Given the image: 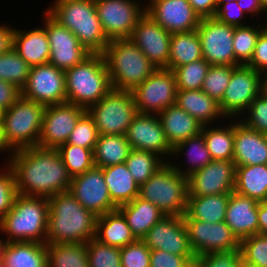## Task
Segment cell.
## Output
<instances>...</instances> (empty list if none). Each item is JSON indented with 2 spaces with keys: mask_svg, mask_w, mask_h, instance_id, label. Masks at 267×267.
<instances>
[{
  "mask_svg": "<svg viewBox=\"0 0 267 267\" xmlns=\"http://www.w3.org/2000/svg\"><path fill=\"white\" fill-rule=\"evenodd\" d=\"M6 166L12 171L17 194L49 198L69 191L70 176L57 148L33 146L8 154Z\"/></svg>",
  "mask_w": 267,
  "mask_h": 267,
  "instance_id": "6da1fadb",
  "label": "cell"
},
{
  "mask_svg": "<svg viewBox=\"0 0 267 267\" xmlns=\"http://www.w3.org/2000/svg\"><path fill=\"white\" fill-rule=\"evenodd\" d=\"M48 203L46 243H87L96 236L98 216L69 191L50 196Z\"/></svg>",
  "mask_w": 267,
  "mask_h": 267,
  "instance_id": "7a4b0ae2",
  "label": "cell"
},
{
  "mask_svg": "<svg viewBox=\"0 0 267 267\" xmlns=\"http://www.w3.org/2000/svg\"><path fill=\"white\" fill-rule=\"evenodd\" d=\"M62 26L73 32L91 53H103L109 44L98 18L95 0H54L45 9Z\"/></svg>",
  "mask_w": 267,
  "mask_h": 267,
  "instance_id": "3957f363",
  "label": "cell"
},
{
  "mask_svg": "<svg viewBox=\"0 0 267 267\" xmlns=\"http://www.w3.org/2000/svg\"><path fill=\"white\" fill-rule=\"evenodd\" d=\"M48 198L17 194L11 209L0 222L2 242H37L46 244Z\"/></svg>",
  "mask_w": 267,
  "mask_h": 267,
  "instance_id": "277c9868",
  "label": "cell"
},
{
  "mask_svg": "<svg viewBox=\"0 0 267 267\" xmlns=\"http://www.w3.org/2000/svg\"><path fill=\"white\" fill-rule=\"evenodd\" d=\"M64 73L66 102L86 110L112 89L102 53H91L82 62L65 70Z\"/></svg>",
  "mask_w": 267,
  "mask_h": 267,
  "instance_id": "5b68a950",
  "label": "cell"
},
{
  "mask_svg": "<svg viewBox=\"0 0 267 267\" xmlns=\"http://www.w3.org/2000/svg\"><path fill=\"white\" fill-rule=\"evenodd\" d=\"M113 89L131 91L157 68L130 39H113L102 53Z\"/></svg>",
  "mask_w": 267,
  "mask_h": 267,
  "instance_id": "8992f818",
  "label": "cell"
},
{
  "mask_svg": "<svg viewBox=\"0 0 267 267\" xmlns=\"http://www.w3.org/2000/svg\"><path fill=\"white\" fill-rule=\"evenodd\" d=\"M138 197L157 206L167 216H184L188 202V177L166 162L139 186Z\"/></svg>",
  "mask_w": 267,
  "mask_h": 267,
  "instance_id": "52a82bcc",
  "label": "cell"
},
{
  "mask_svg": "<svg viewBox=\"0 0 267 267\" xmlns=\"http://www.w3.org/2000/svg\"><path fill=\"white\" fill-rule=\"evenodd\" d=\"M45 107L21 96L5 109L2 136L11 152L38 145Z\"/></svg>",
  "mask_w": 267,
  "mask_h": 267,
  "instance_id": "ba28073f",
  "label": "cell"
},
{
  "mask_svg": "<svg viewBox=\"0 0 267 267\" xmlns=\"http://www.w3.org/2000/svg\"><path fill=\"white\" fill-rule=\"evenodd\" d=\"M86 111L93 118L99 135H125L139 113L131 91L113 88Z\"/></svg>",
  "mask_w": 267,
  "mask_h": 267,
  "instance_id": "9c48e42d",
  "label": "cell"
},
{
  "mask_svg": "<svg viewBox=\"0 0 267 267\" xmlns=\"http://www.w3.org/2000/svg\"><path fill=\"white\" fill-rule=\"evenodd\" d=\"M139 113L160 114L176 103V80L169 69H156L140 85L131 90Z\"/></svg>",
  "mask_w": 267,
  "mask_h": 267,
  "instance_id": "30bf717a",
  "label": "cell"
},
{
  "mask_svg": "<svg viewBox=\"0 0 267 267\" xmlns=\"http://www.w3.org/2000/svg\"><path fill=\"white\" fill-rule=\"evenodd\" d=\"M262 74L247 65L236 66L219 103L225 119H239L261 93Z\"/></svg>",
  "mask_w": 267,
  "mask_h": 267,
  "instance_id": "8fae6325",
  "label": "cell"
},
{
  "mask_svg": "<svg viewBox=\"0 0 267 267\" xmlns=\"http://www.w3.org/2000/svg\"><path fill=\"white\" fill-rule=\"evenodd\" d=\"M144 4L139 0H95L106 37L109 40L130 38L138 20L145 14Z\"/></svg>",
  "mask_w": 267,
  "mask_h": 267,
  "instance_id": "7c38bea8",
  "label": "cell"
},
{
  "mask_svg": "<svg viewBox=\"0 0 267 267\" xmlns=\"http://www.w3.org/2000/svg\"><path fill=\"white\" fill-rule=\"evenodd\" d=\"M197 32L203 58L210 65H240L233 50L235 26L222 23L215 17L201 18Z\"/></svg>",
  "mask_w": 267,
  "mask_h": 267,
  "instance_id": "4fadbf2b",
  "label": "cell"
},
{
  "mask_svg": "<svg viewBox=\"0 0 267 267\" xmlns=\"http://www.w3.org/2000/svg\"><path fill=\"white\" fill-rule=\"evenodd\" d=\"M190 247L196 258L210 252H230L240 249V241L226 222L209 223L196 219H183Z\"/></svg>",
  "mask_w": 267,
  "mask_h": 267,
  "instance_id": "5bb4252c",
  "label": "cell"
},
{
  "mask_svg": "<svg viewBox=\"0 0 267 267\" xmlns=\"http://www.w3.org/2000/svg\"><path fill=\"white\" fill-rule=\"evenodd\" d=\"M44 25L50 46L49 63L61 70H67L82 62L89 52L79 43L72 31L62 26L47 11H44Z\"/></svg>",
  "mask_w": 267,
  "mask_h": 267,
  "instance_id": "9a60e30c",
  "label": "cell"
},
{
  "mask_svg": "<svg viewBox=\"0 0 267 267\" xmlns=\"http://www.w3.org/2000/svg\"><path fill=\"white\" fill-rule=\"evenodd\" d=\"M22 96L45 106L66 102L64 70L50 63L31 67Z\"/></svg>",
  "mask_w": 267,
  "mask_h": 267,
  "instance_id": "2e32d148",
  "label": "cell"
},
{
  "mask_svg": "<svg viewBox=\"0 0 267 267\" xmlns=\"http://www.w3.org/2000/svg\"><path fill=\"white\" fill-rule=\"evenodd\" d=\"M85 112V108L69 102L46 106L38 146L58 148L67 143L77 121Z\"/></svg>",
  "mask_w": 267,
  "mask_h": 267,
  "instance_id": "e0dca14e",
  "label": "cell"
},
{
  "mask_svg": "<svg viewBox=\"0 0 267 267\" xmlns=\"http://www.w3.org/2000/svg\"><path fill=\"white\" fill-rule=\"evenodd\" d=\"M69 192L84 208L97 216L118 209L110 198L102 168L94 166L85 173L73 177Z\"/></svg>",
  "mask_w": 267,
  "mask_h": 267,
  "instance_id": "ac0fdd59",
  "label": "cell"
},
{
  "mask_svg": "<svg viewBox=\"0 0 267 267\" xmlns=\"http://www.w3.org/2000/svg\"><path fill=\"white\" fill-rule=\"evenodd\" d=\"M235 181L236 164L233 160H212L188 177V196L232 193Z\"/></svg>",
  "mask_w": 267,
  "mask_h": 267,
  "instance_id": "d6986e66",
  "label": "cell"
},
{
  "mask_svg": "<svg viewBox=\"0 0 267 267\" xmlns=\"http://www.w3.org/2000/svg\"><path fill=\"white\" fill-rule=\"evenodd\" d=\"M150 250L167 251L174 255L196 257L190 247L182 216L165 215L142 238Z\"/></svg>",
  "mask_w": 267,
  "mask_h": 267,
  "instance_id": "ffe728a7",
  "label": "cell"
},
{
  "mask_svg": "<svg viewBox=\"0 0 267 267\" xmlns=\"http://www.w3.org/2000/svg\"><path fill=\"white\" fill-rule=\"evenodd\" d=\"M125 137L132 149L150 151L166 159V162L172 161L170 158L173 148L167 141L157 115L138 113L129 125Z\"/></svg>",
  "mask_w": 267,
  "mask_h": 267,
  "instance_id": "44dd1931",
  "label": "cell"
},
{
  "mask_svg": "<svg viewBox=\"0 0 267 267\" xmlns=\"http://www.w3.org/2000/svg\"><path fill=\"white\" fill-rule=\"evenodd\" d=\"M171 35L145 13L138 20L130 39L157 69H168Z\"/></svg>",
  "mask_w": 267,
  "mask_h": 267,
  "instance_id": "7402d4cb",
  "label": "cell"
},
{
  "mask_svg": "<svg viewBox=\"0 0 267 267\" xmlns=\"http://www.w3.org/2000/svg\"><path fill=\"white\" fill-rule=\"evenodd\" d=\"M147 13L170 34L197 30L201 18L188 0H148Z\"/></svg>",
  "mask_w": 267,
  "mask_h": 267,
  "instance_id": "603a6c76",
  "label": "cell"
},
{
  "mask_svg": "<svg viewBox=\"0 0 267 267\" xmlns=\"http://www.w3.org/2000/svg\"><path fill=\"white\" fill-rule=\"evenodd\" d=\"M236 166L267 164V134L234 119V156Z\"/></svg>",
  "mask_w": 267,
  "mask_h": 267,
  "instance_id": "cb8c5ba5",
  "label": "cell"
},
{
  "mask_svg": "<svg viewBox=\"0 0 267 267\" xmlns=\"http://www.w3.org/2000/svg\"><path fill=\"white\" fill-rule=\"evenodd\" d=\"M258 204L253 198L230 193L225 222L239 241L259 233Z\"/></svg>",
  "mask_w": 267,
  "mask_h": 267,
  "instance_id": "d4e9b609",
  "label": "cell"
},
{
  "mask_svg": "<svg viewBox=\"0 0 267 267\" xmlns=\"http://www.w3.org/2000/svg\"><path fill=\"white\" fill-rule=\"evenodd\" d=\"M13 48L31 67L49 63L50 46L43 26L31 30L15 28Z\"/></svg>",
  "mask_w": 267,
  "mask_h": 267,
  "instance_id": "484cf974",
  "label": "cell"
},
{
  "mask_svg": "<svg viewBox=\"0 0 267 267\" xmlns=\"http://www.w3.org/2000/svg\"><path fill=\"white\" fill-rule=\"evenodd\" d=\"M157 116L172 148L201 133L203 125L176 104L165 108Z\"/></svg>",
  "mask_w": 267,
  "mask_h": 267,
  "instance_id": "4316f807",
  "label": "cell"
},
{
  "mask_svg": "<svg viewBox=\"0 0 267 267\" xmlns=\"http://www.w3.org/2000/svg\"><path fill=\"white\" fill-rule=\"evenodd\" d=\"M175 104L194 117L203 126L215 124L221 118H225L220 111L219 103L201 89L177 90Z\"/></svg>",
  "mask_w": 267,
  "mask_h": 267,
  "instance_id": "83f0119b",
  "label": "cell"
},
{
  "mask_svg": "<svg viewBox=\"0 0 267 267\" xmlns=\"http://www.w3.org/2000/svg\"><path fill=\"white\" fill-rule=\"evenodd\" d=\"M95 238L120 249L137 240L126 218L118 209L97 217Z\"/></svg>",
  "mask_w": 267,
  "mask_h": 267,
  "instance_id": "f1b7e54d",
  "label": "cell"
},
{
  "mask_svg": "<svg viewBox=\"0 0 267 267\" xmlns=\"http://www.w3.org/2000/svg\"><path fill=\"white\" fill-rule=\"evenodd\" d=\"M118 210L126 218L137 239H142L150 228L165 216L157 206L139 197L119 206Z\"/></svg>",
  "mask_w": 267,
  "mask_h": 267,
  "instance_id": "f546056e",
  "label": "cell"
},
{
  "mask_svg": "<svg viewBox=\"0 0 267 267\" xmlns=\"http://www.w3.org/2000/svg\"><path fill=\"white\" fill-rule=\"evenodd\" d=\"M8 267H48L46 244L2 242V257Z\"/></svg>",
  "mask_w": 267,
  "mask_h": 267,
  "instance_id": "4dcf8cb0",
  "label": "cell"
},
{
  "mask_svg": "<svg viewBox=\"0 0 267 267\" xmlns=\"http://www.w3.org/2000/svg\"><path fill=\"white\" fill-rule=\"evenodd\" d=\"M102 169L110 198L117 207L138 197L140 185L130 174L125 162Z\"/></svg>",
  "mask_w": 267,
  "mask_h": 267,
  "instance_id": "1f68e13d",
  "label": "cell"
},
{
  "mask_svg": "<svg viewBox=\"0 0 267 267\" xmlns=\"http://www.w3.org/2000/svg\"><path fill=\"white\" fill-rule=\"evenodd\" d=\"M230 193L188 196L187 211L183 219H196L209 223L225 221Z\"/></svg>",
  "mask_w": 267,
  "mask_h": 267,
  "instance_id": "d6a6232c",
  "label": "cell"
},
{
  "mask_svg": "<svg viewBox=\"0 0 267 267\" xmlns=\"http://www.w3.org/2000/svg\"><path fill=\"white\" fill-rule=\"evenodd\" d=\"M184 151V152H183ZM186 155V169L185 165H180V163H175L177 161L178 155L182 157ZM172 156L176 157V161L171 162V165L183 176L189 177L195 171L200 170L201 168L205 167L212 161L211 155L209 150L207 149L205 139L203 135L200 133L195 137L188 138L180 143H178L173 148ZM175 163V164H174ZM182 166V167H181ZM185 169V170H184Z\"/></svg>",
  "mask_w": 267,
  "mask_h": 267,
  "instance_id": "836d02e7",
  "label": "cell"
},
{
  "mask_svg": "<svg viewBox=\"0 0 267 267\" xmlns=\"http://www.w3.org/2000/svg\"><path fill=\"white\" fill-rule=\"evenodd\" d=\"M234 191L258 202L267 201V164L236 166Z\"/></svg>",
  "mask_w": 267,
  "mask_h": 267,
  "instance_id": "e575fe53",
  "label": "cell"
},
{
  "mask_svg": "<svg viewBox=\"0 0 267 267\" xmlns=\"http://www.w3.org/2000/svg\"><path fill=\"white\" fill-rule=\"evenodd\" d=\"M228 120H226V122H230L228 125L219 123L217 126H213L214 124L202 126L201 134L205 139L212 160H233L234 119Z\"/></svg>",
  "mask_w": 267,
  "mask_h": 267,
  "instance_id": "d590c367",
  "label": "cell"
},
{
  "mask_svg": "<svg viewBox=\"0 0 267 267\" xmlns=\"http://www.w3.org/2000/svg\"><path fill=\"white\" fill-rule=\"evenodd\" d=\"M131 150L125 135H99L93 150L94 165L105 168L124 163Z\"/></svg>",
  "mask_w": 267,
  "mask_h": 267,
  "instance_id": "8d00e7d4",
  "label": "cell"
},
{
  "mask_svg": "<svg viewBox=\"0 0 267 267\" xmlns=\"http://www.w3.org/2000/svg\"><path fill=\"white\" fill-rule=\"evenodd\" d=\"M202 58L201 40L197 30L173 33L171 35L169 70Z\"/></svg>",
  "mask_w": 267,
  "mask_h": 267,
  "instance_id": "74e56055",
  "label": "cell"
},
{
  "mask_svg": "<svg viewBox=\"0 0 267 267\" xmlns=\"http://www.w3.org/2000/svg\"><path fill=\"white\" fill-rule=\"evenodd\" d=\"M48 267H89L86 243H46Z\"/></svg>",
  "mask_w": 267,
  "mask_h": 267,
  "instance_id": "f35d334b",
  "label": "cell"
},
{
  "mask_svg": "<svg viewBox=\"0 0 267 267\" xmlns=\"http://www.w3.org/2000/svg\"><path fill=\"white\" fill-rule=\"evenodd\" d=\"M165 163L166 160L156 153L138 149H132L125 161L130 174L139 185L145 183Z\"/></svg>",
  "mask_w": 267,
  "mask_h": 267,
  "instance_id": "ab89813d",
  "label": "cell"
},
{
  "mask_svg": "<svg viewBox=\"0 0 267 267\" xmlns=\"http://www.w3.org/2000/svg\"><path fill=\"white\" fill-rule=\"evenodd\" d=\"M255 24L250 25L249 23V25L245 26H235L233 50L235 59L240 65H247L250 62L257 38L264 30V23Z\"/></svg>",
  "mask_w": 267,
  "mask_h": 267,
  "instance_id": "60d3db41",
  "label": "cell"
},
{
  "mask_svg": "<svg viewBox=\"0 0 267 267\" xmlns=\"http://www.w3.org/2000/svg\"><path fill=\"white\" fill-rule=\"evenodd\" d=\"M31 66L12 48L0 55V79L22 90L28 81Z\"/></svg>",
  "mask_w": 267,
  "mask_h": 267,
  "instance_id": "b9f144b4",
  "label": "cell"
},
{
  "mask_svg": "<svg viewBox=\"0 0 267 267\" xmlns=\"http://www.w3.org/2000/svg\"><path fill=\"white\" fill-rule=\"evenodd\" d=\"M57 150L72 178L85 173L95 166L92 149L64 143Z\"/></svg>",
  "mask_w": 267,
  "mask_h": 267,
  "instance_id": "7bdbcfd3",
  "label": "cell"
},
{
  "mask_svg": "<svg viewBox=\"0 0 267 267\" xmlns=\"http://www.w3.org/2000/svg\"><path fill=\"white\" fill-rule=\"evenodd\" d=\"M210 64L200 59L177 68H173L177 90H198L202 88L203 81L208 73Z\"/></svg>",
  "mask_w": 267,
  "mask_h": 267,
  "instance_id": "ee69618b",
  "label": "cell"
},
{
  "mask_svg": "<svg viewBox=\"0 0 267 267\" xmlns=\"http://www.w3.org/2000/svg\"><path fill=\"white\" fill-rule=\"evenodd\" d=\"M244 267H267V235L255 234L240 241Z\"/></svg>",
  "mask_w": 267,
  "mask_h": 267,
  "instance_id": "f6af8a7d",
  "label": "cell"
},
{
  "mask_svg": "<svg viewBox=\"0 0 267 267\" xmlns=\"http://www.w3.org/2000/svg\"><path fill=\"white\" fill-rule=\"evenodd\" d=\"M235 67L229 65H211L203 81L201 90L220 103Z\"/></svg>",
  "mask_w": 267,
  "mask_h": 267,
  "instance_id": "bcb514c9",
  "label": "cell"
},
{
  "mask_svg": "<svg viewBox=\"0 0 267 267\" xmlns=\"http://www.w3.org/2000/svg\"><path fill=\"white\" fill-rule=\"evenodd\" d=\"M89 267H121L120 248L112 247L95 237L86 243Z\"/></svg>",
  "mask_w": 267,
  "mask_h": 267,
  "instance_id": "7dc6e473",
  "label": "cell"
},
{
  "mask_svg": "<svg viewBox=\"0 0 267 267\" xmlns=\"http://www.w3.org/2000/svg\"><path fill=\"white\" fill-rule=\"evenodd\" d=\"M98 137L94 120L86 111L77 121L67 143L94 150Z\"/></svg>",
  "mask_w": 267,
  "mask_h": 267,
  "instance_id": "c3c4849f",
  "label": "cell"
},
{
  "mask_svg": "<svg viewBox=\"0 0 267 267\" xmlns=\"http://www.w3.org/2000/svg\"><path fill=\"white\" fill-rule=\"evenodd\" d=\"M242 115L243 117L239 118L241 122L260 133L267 134V97L263 93L252 101Z\"/></svg>",
  "mask_w": 267,
  "mask_h": 267,
  "instance_id": "681fc988",
  "label": "cell"
},
{
  "mask_svg": "<svg viewBox=\"0 0 267 267\" xmlns=\"http://www.w3.org/2000/svg\"><path fill=\"white\" fill-rule=\"evenodd\" d=\"M151 250L142 239L120 249L121 267H150Z\"/></svg>",
  "mask_w": 267,
  "mask_h": 267,
  "instance_id": "f907efd6",
  "label": "cell"
},
{
  "mask_svg": "<svg viewBox=\"0 0 267 267\" xmlns=\"http://www.w3.org/2000/svg\"><path fill=\"white\" fill-rule=\"evenodd\" d=\"M195 267H244L240 249L230 252H210L195 259Z\"/></svg>",
  "mask_w": 267,
  "mask_h": 267,
  "instance_id": "816d5d0a",
  "label": "cell"
},
{
  "mask_svg": "<svg viewBox=\"0 0 267 267\" xmlns=\"http://www.w3.org/2000/svg\"><path fill=\"white\" fill-rule=\"evenodd\" d=\"M0 169V222L11 209L13 201L17 195L14 175L6 166Z\"/></svg>",
  "mask_w": 267,
  "mask_h": 267,
  "instance_id": "f5cc1de1",
  "label": "cell"
},
{
  "mask_svg": "<svg viewBox=\"0 0 267 267\" xmlns=\"http://www.w3.org/2000/svg\"><path fill=\"white\" fill-rule=\"evenodd\" d=\"M196 257L178 256L167 251L151 250L150 267H195Z\"/></svg>",
  "mask_w": 267,
  "mask_h": 267,
  "instance_id": "db71d44e",
  "label": "cell"
},
{
  "mask_svg": "<svg viewBox=\"0 0 267 267\" xmlns=\"http://www.w3.org/2000/svg\"><path fill=\"white\" fill-rule=\"evenodd\" d=\"M245 14L246 13L238 6L237 1L218 2V8L214 17L218 21L228 25L245 26L247 25V23H245Z\"/></svg>",
  "mask_w": 267,
  "mask_h": 267,
  "instance_id": "11a10c76",
  "label": "cell"
},
{
  "mask_svg": "<svg viewBox=\"0 0 267 267\" xmlns=\"http://www.w3.org/2000/svg\"><path fill=\"white\" fill-rule=\"evenodd\" d=\"M247 66L261 74L267 72V32L265 30L258 36L252 58Z\"/></svg>",
  "mask_w": 267,
  "mask_h": 267,
  "instance_id": "9f6ffc18",
  "label": "cell"
},
{
  "mask_svg": "<svg viewBox=\"0 0 267 267\" xmlns=\"http://www.w3.org/2000/svg\"><path fill=\"white\" fill-rule=\"evenodd\" d=\"M21 96L22 90L14 84L0 79V105H2L4 109L9 108Z\"/></svg>",
  "mask_w": 267,
  "mask_h": 267,
  "instance_id": "6f0895ef",
  "label": "cell"
},
{
  "mask_svg": "<svg viewBox=\"0 0 267 267\" xmlns=\"http://www.w3.org/2000/svg\"><path fill=\"white\" fill-rule=\"evenodd\" d=\"M200 18L214 17L218 8V0H188Z\"/></svg>",
  "mask_w": 267,
  "mask_h": 267,
  "instance_id": "680465c9",
  "label": "cell"
},
{
  "mask_svg": "<svg viewBox=\"0 0 267 267\" xmlns=\"http://www.w3.org/2000/svg\"><path fill=\"white\" fill-rule=\"evenodd\" d=\"M14 32L13 25H5L4 22L0 25V55L13 48Z\"/></svg>",
  "mask_w": 267,
  "mask_h": 267,
  "instance_id": "91938a15",
  "label": "cell"
},
{
  "mask_svg": "<svg viewBox=\"0 0 267 267\" xmlns=\"http://www.w3.org/2000/svg\"><path fill=\"white\" fill-rule=\"evenodd\" d=\"M238 6L241 8L246 15L249 13V16H253L256 18V15L259 17L260 14H264L262 16H267V12L263 9L260 0H237Z\"/></svg>",
  "mask_w": 267,
  "mask_h": 267,
  "instance_id": "94428289",
  "label": "cell"
},
{
  "mask_svg": "<svg viewBox=\"0 0 267 267\" xmlns=\"http://www.w3.org/2000/svg\"><path fill=\"white\" fill-rule=\"evenodd\" d=\"M258 223L259 233L267 235V202H259L258 204Z\"/></svg>",
  "mask_w": 267,
  "mask_h": 267,
  "instance_id": "6125c7cd",
  "label": "cell"
},
{
  "mask_svg": "<svg viewBox=\"0 0 267 267\" xmlns=\"http://www.w3.org/2000/svg\"><path fill=\"white\" fill-rule=\"evenodd\" d=\"M9 151V152H7ZM4 152H7L6 154L9 153V155L11 154V151L7 148L4 140H3V136H2V126L0 124V153H4Z\"/></svg>",
  "mask_w": 267,
  "mask_h": 267,
  "instance_id": "be15d7a7",
  "label": "cell"
},
{
  "mask_svg": "<svg viewBox=\"0 0 267 267\" xmlns=\"http://www.w3.org/2000/svg\"><path fill=\"white\" fill-rule=\"evenodd\" d=\"M261 93H263L267 97V72L262 74Z\"/></svg>",
  "mask_w": 267,
  "mask_h": 267,
  "instance_id": "e7e4bbea",
  "label": "cell"
},
{
  "mask_svg": "<svg viewBox=\"0 0 267 267\" xmlns=\"http://www.w3.org/2000/svg\"><path fill=\"white\" fill-rule=\"evenodd\" d=\"M5 109L0 105V124H2V119L4 115Z\"/></svg>",
  "mask_w": 267,
  "mask_h": 267,
  "instance_id": "03108f58",
  "label": "cell"
},
{
  "mask_svg": "<svg viewBox=\"0 0 267 267\" xmlns=\"http://www.w3.org/2000/svg\"><path fill=\"white\" fill-rule=\"evenodd\" d=\"M263 9L267 12V0H260Z\"/></svg>",
  "mask_w": 267,
  "mask_h": 267,
  "instance_id": "003e7915",
  "label": "cell"
},
{
  "mask_svg": "<svg viewBox=\"0 0 267 267\" xmlns=\"http://www.w3.org/2000/svg\"><path fill=\"white\" fill-rule=\"evenodd\" d=\"M6 266H7L6 262L2 258H0V267H6Z\"/></svg>",
  "mask_w": 267,
  "mask_h": 267,
  "instance_id": "a7ac6f4b",
  "label": "cell"
},
{
  "mask_svg": "<svg viewBox=\"0 0 267 267\" xmlns=\"http://www.w3.org/2000/svg\"><path fill=\"white\" fill-rule=\"evenodd\" d=\"M2 257V241L0 240V258Z\"/></svg>",
  "mask_w": 267,
  "mask_h": 267,
  "instance_id": "89a4df30",
  "label": "cell"
},
{
  "mask_svg": "<svg viewBox=\"0 0 267 267\" xmlns=\"http://www.w3.org/2000/svg\"><path fill=\"white\" fill-rule=\"evenodd\" d=\"M232 1H237V0H218V2H232Z\"/></svg>",
  "mask_w": 267,
  "mask_h": 267,
  "instance_id": "2644e50d",
  "label": "cell"
},
{
  "mask_svg": "<svg viewBox=\"0 0 267 267\" xmlns=\"http://www.w3.org/2000/svg\"><path fill=\"white\" fill-rule=\"evenodd\" d=\"M264 30L267 32V20L266 19H265V23H264Z\"/></svg>",
  "mask_w": 267,
  "mask_h": 267,
  "instance_id": "8c879c8a",
  "label": "cell"
}]
</instances>
